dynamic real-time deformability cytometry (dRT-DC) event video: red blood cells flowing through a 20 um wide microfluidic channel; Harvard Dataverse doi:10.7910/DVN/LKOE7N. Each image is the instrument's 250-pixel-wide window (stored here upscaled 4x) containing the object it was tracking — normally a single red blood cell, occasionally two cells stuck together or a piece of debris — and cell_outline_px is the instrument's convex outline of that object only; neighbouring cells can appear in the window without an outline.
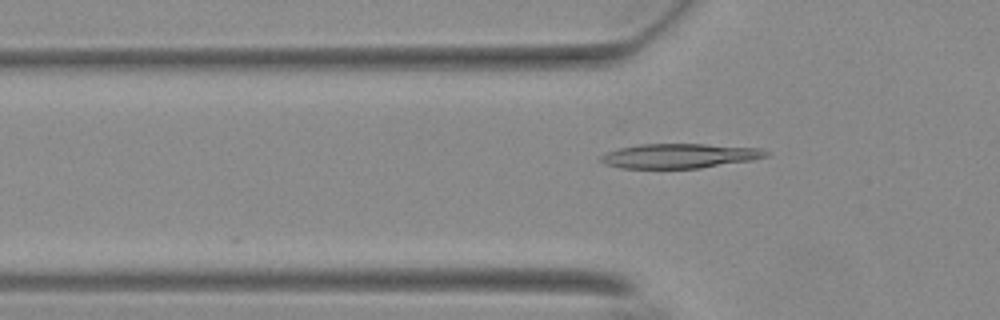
{"species": "Egyptian fruit bat (a non-hibernating species)", "species_latin": "Rousettus aegyptiacus", "temperature_condition": "warm", "stored_images_in_passage": 26, "camera_frame_rate_fps": 3000, "um_per_image_px": 0.085, "animal": {"sex": "female"}, "frame": {"image": 1, "passage_image": 4, "time_ms": 1.0, "image_size_px": [1000, 320], "cell_outline_px": [[768, 156], [752, 160], [700, 168], [620, 168], [604, 164], [600, 160], [600, 156], [608, 152], [620, 148], [640, 144], [704, 144], [760, 148], [768, 152]], "centroid_in_image_um": [57.75, 13.25], "position_along_channel_um": 68.0, "area_um2": 23.52}}
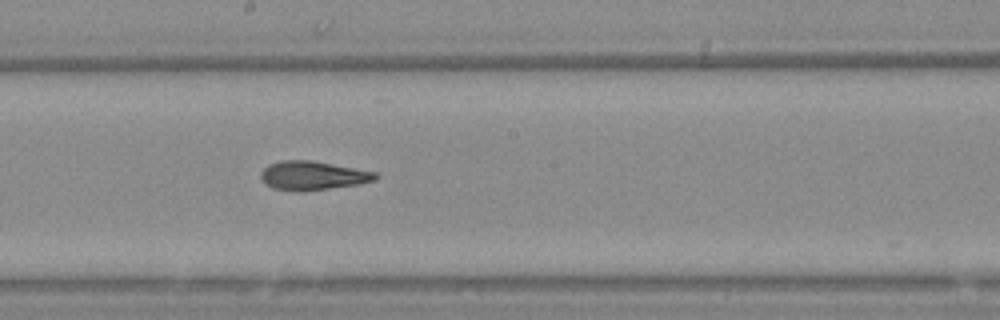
{"frame": {"image": 2, "passage_image": 11, "time_ms": 3.333, "image_size_px": [1000, 320], "cell_outline_px": [[380, 176], [376, 180], [360, 184], [328, 188], [272, 188], [260, 176], [260, 172], [268, 164], [280, 160], [312, 160], [376, 172]], "centroid_in_image_um": [26.65, 14.86], "position_along_channel_um": 221.6, "area_um2": 18.5}}
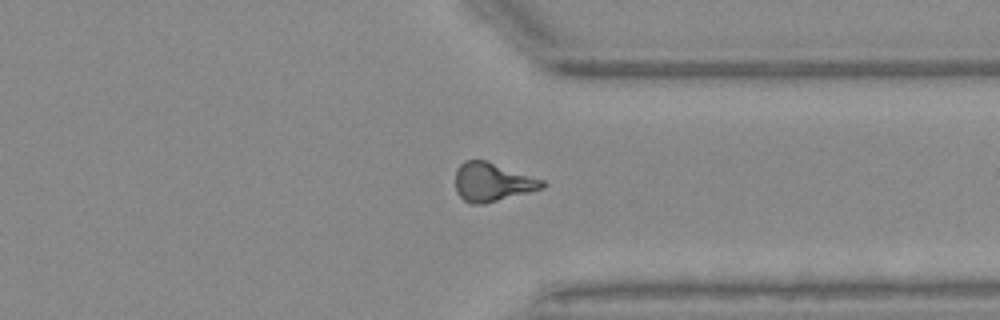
{"frame": {"image": 3, "passage_image": 23, "time_ms": 7.333, "image_size_px": [1000, 320], "cell_outline_px": [[548, 184], [544, 188], [484, 204], [472, 204], [464, 200], [456, 192], [456, 168], [464, 160], [484, 160], [544, 180]], "centroid_in_image_um": [41.85, 15.48], "position_along_channel_um": 369.6, "area_um2": 19.48}}